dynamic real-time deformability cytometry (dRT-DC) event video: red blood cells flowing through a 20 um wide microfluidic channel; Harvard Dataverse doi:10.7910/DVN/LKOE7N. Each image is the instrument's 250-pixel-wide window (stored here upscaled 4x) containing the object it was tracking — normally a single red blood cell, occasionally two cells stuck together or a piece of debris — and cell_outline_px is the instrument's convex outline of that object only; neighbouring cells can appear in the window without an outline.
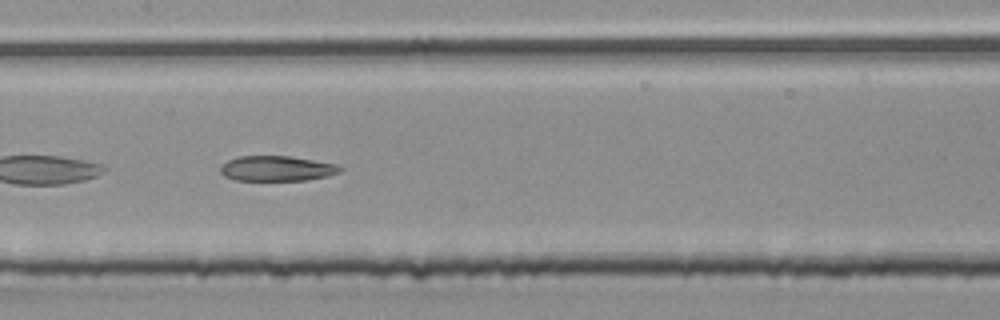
{"species": "common noctule bat (a hibernating species)", "species_latin": "Nyctalus noctula", "temperature_condition": "room temperature", "stored_images_in_passage": 29, "camera_frame_rate_fps": 3000, "um_per_image_px": 0.085, "animal": {"sex": "male", "body_mass_g": 20.4}, "frame": {"image": 1, "passage_image": 17, "time_ms": 5.333, "image_size_px": [1000, 320], "cell_outline_px": [[344, 168], [340, 172], [328, 176], [304, 180], [236, 180], [224, 176], [220, 172], [220, 168], [228, 160], [236, 156], [292, 156], [336, 164]], "centroid_in_image_um": [23.54, 14.31], "position_along_channel_um": 183.9, "area_um2": 17.57}}
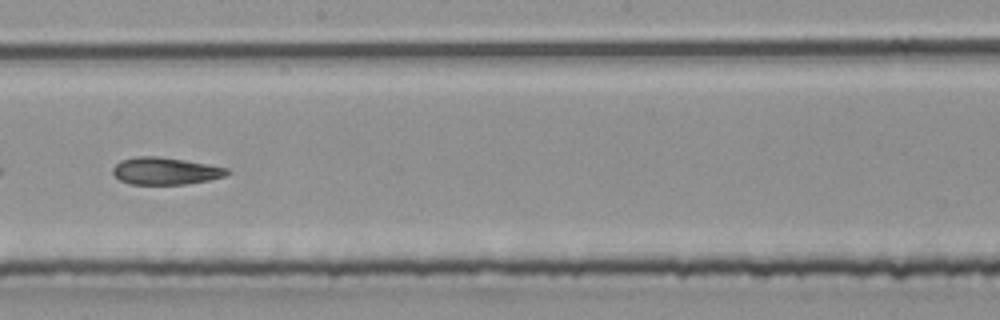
{"frame": {"image": 2, "passage_image": 21, "time_ms": 6.667, "image_size_px": [1000, 320], "cell_outline_px": [[232, 172], [224, 176], [208, 180], [184, 184], [128, 184], [120, 180], [112, 172], [112, 168], [120, 160], [136, 156], [156, 156], [184, 160], [228, 168]], "centroid_in_image_um": [14.03, 14.53], "position_along_channel_um": 234.2, "area_um2": 18.03}}